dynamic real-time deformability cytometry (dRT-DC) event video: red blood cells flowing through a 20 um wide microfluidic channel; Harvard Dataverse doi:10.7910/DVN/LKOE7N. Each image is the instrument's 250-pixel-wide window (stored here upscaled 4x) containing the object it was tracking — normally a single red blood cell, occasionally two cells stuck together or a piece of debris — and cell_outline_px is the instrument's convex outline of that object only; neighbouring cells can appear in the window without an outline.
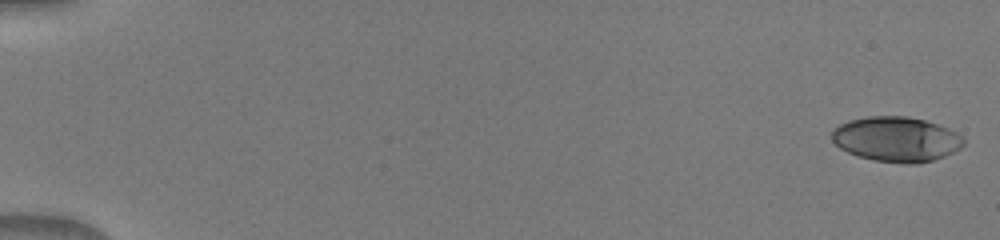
{"species": "human", "species_latin": "Homo sapiens", "temperature_condition": "warm", "stored_images_in_passage": 18, "camera_frame_rate_fps": 3000, "um_per_image_px": 0.085, "donor": {"sex": "male"}, "frame": {"image": 1, "passage_image": 1, "time_ms": 0.0, "image_size_px": [1000, 240], "cell_outline_px": [[964, 144], [960, 148], [944, 156], [932, 160], [916, 164], [908, 164], [872, 160], [848, 152], [840, 148], [832, 140], [832, 132], [840, 124], [848, 120], [868, 116], [908, 116], [924, 120], [948, 128], [964, 136]], "centroid_in_image_um": [76.2, 11.83], "position_along_channel_um": 8.8, "area_um2": 34.45}}
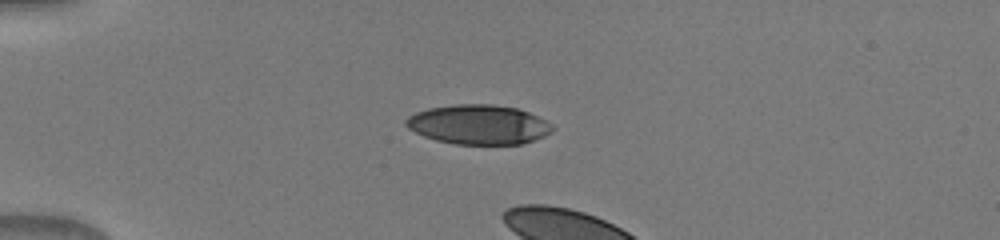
{"frame": {"image": 2, "passage_image": 14, "time_ms": 4.333, "image_size_px": [1000, 240], "cell_outline_px": [[552, 132], [544, 136], [524, 144], [456, 144], [436, 140], [424, 136], [408, 128], [404, 124], [404, 120], [408, 116], [416, 112], [428, 108], [456, 104], [492, 104], [516, 108], [528, 112], [552, 124]], "centroid_in_image_um": [40.66, 10.59], "position_along_channel_um": 44.3, "area_um2": 33.7}}